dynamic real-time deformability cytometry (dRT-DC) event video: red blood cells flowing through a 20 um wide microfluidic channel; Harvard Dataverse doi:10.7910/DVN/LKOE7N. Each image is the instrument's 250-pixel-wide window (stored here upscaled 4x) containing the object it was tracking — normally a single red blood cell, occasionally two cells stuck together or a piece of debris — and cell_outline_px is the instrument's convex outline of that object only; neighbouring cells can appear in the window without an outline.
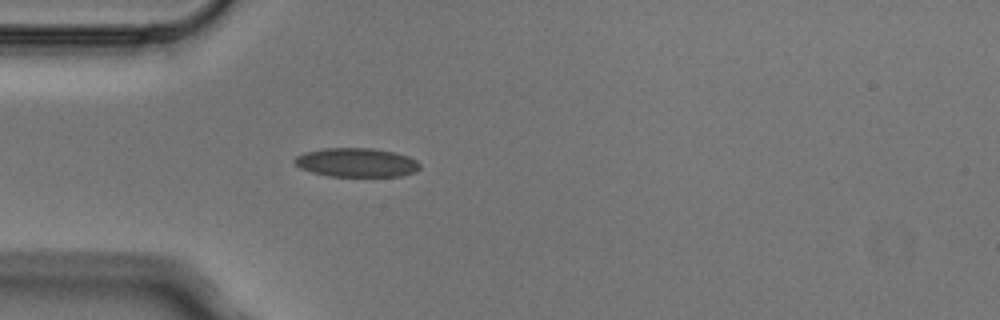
{"species": "Egyptian fruit bat (a non-hibernating species)", "species_latin": "Rousettus aegyptiacus", "temperature_condition": "cold", "stored_images_in_passage": 5, "camera_frame_rate_fps": 3000, "um_per_image_px": 0.085, "animal": {"sex": "male"}, "frame": {"image": 1, "passage_image": 5, "time_ms": 1.333, "image_size_px": [1000, 320], "cell_outline_px": [[420, 168], [416, 172], [400, 176], [328, 176], [312, 172], [300, 168], [292, 160], [296, 156], [304, 152], [324, 148], [372, 148], [396, 152], [408, 156], [416, 160], [420, 164]], "centroid_in_image_um": [30.31, 13.81], "position_along_channel_um": 54.7, "area_um2": 21.27}}